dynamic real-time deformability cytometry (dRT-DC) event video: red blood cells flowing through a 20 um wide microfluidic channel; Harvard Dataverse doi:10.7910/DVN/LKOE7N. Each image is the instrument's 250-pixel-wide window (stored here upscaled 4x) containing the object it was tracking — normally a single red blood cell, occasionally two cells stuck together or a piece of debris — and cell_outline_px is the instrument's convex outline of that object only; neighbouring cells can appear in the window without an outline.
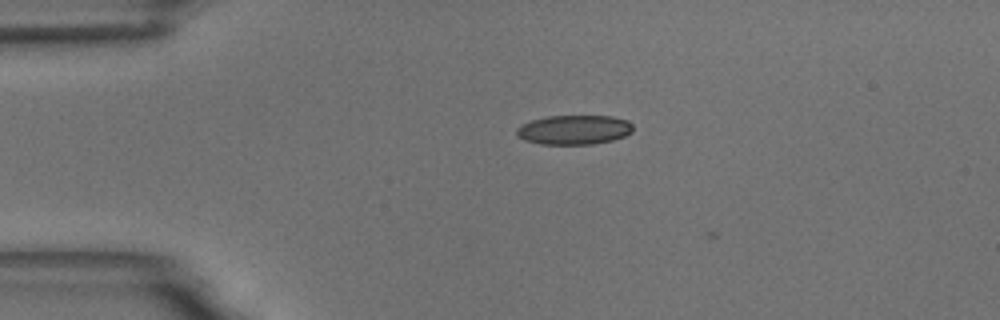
{"species": "common noctule bat (a hibernating species)", "species_latin": "Nyctalus noctula", "temperature_condition": "room temperature", "stored_images_in_passage": 8, "camera_frame_rate_fps": 3000, "um_per_image_px": 0.085, "animal": {"sex": "male", "body_mass_g": 18.8}, "frame": {"image": 1, "passage_image": 6, "time_ms": 1.667, "image_size_px": [1000, 320], "cell_outline_px": [[632, 132], [624, 136], [612, 140], [592, 144], [540, 144], [524, 140], [516, 136], [516, 128], [520, 124], [532, 120], [548, 116], [612, 116], [628, 120], [632, 124]], "centroid_in_image_um": [48.77, 11.03], "position_along_channel_um": 36.2, "area_um2": 20.06}}